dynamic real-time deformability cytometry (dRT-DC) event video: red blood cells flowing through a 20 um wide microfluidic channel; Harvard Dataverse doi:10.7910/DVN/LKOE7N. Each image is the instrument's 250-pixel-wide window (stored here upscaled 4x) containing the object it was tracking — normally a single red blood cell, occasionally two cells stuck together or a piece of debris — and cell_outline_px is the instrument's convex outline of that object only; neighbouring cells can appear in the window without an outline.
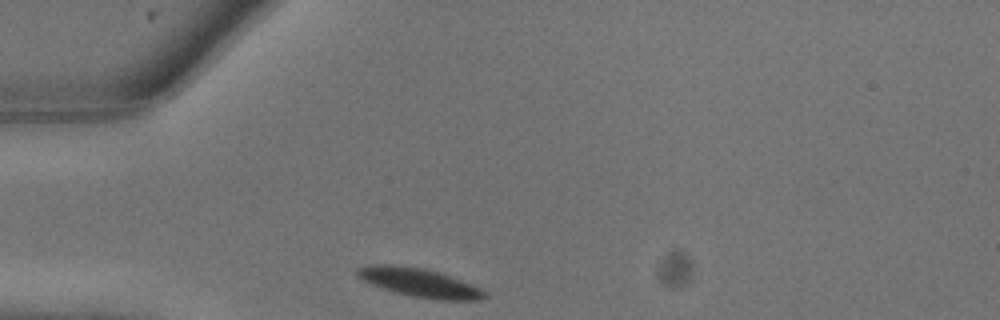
{"species": "common noctule bat (a hibernating species)", "species_latin": "Nyctalus noctula", "temperature_condition": "warm", "stored_images_in_passage": 13, "camera_frame_rate_fps": 3000, "um_per_image_px": 0.085, "animal": {"sex": "male", "body_mass_g": 13.3}, "frame": {"image": 1, "passage_image": 1, "time_ms": 0.0, "image_size_px": [1000, 320], "cell_outline_px": [[488, 296], [480, 300], [436, 300], [412, 296], [396, 292], [372, 284], [356, 276], [356, 268], [372, 264], [396, 264], [424, 268], [472, 284], [488, 292]], "centroid_in_image_um": [35.66, 24.02], "position_along_channel_um": 49.3, "area_um2": 21.21}}
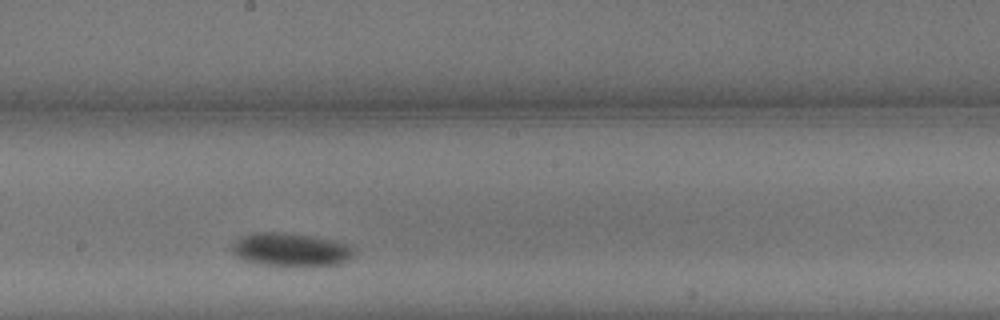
{"frame": {"image": 2, "passage_image": 8, "time_ms": 2.333, "image_size_px": [1000, 320], "cell_outline_px": [[356, 248], [352, 256], [348, 260], [340, 264], [312, 268], [276, 268], [244, 260], [236, 256], [232, 252], [232, 244], [236, 240], [244, 236], [256, 232], [284, 232], [316, 236], [336, 240], [352, 244]], "centroid_in_image_um": [24.8, 21.27], "position_along_channel_um": 223.4, "area_um2": 25.14}}
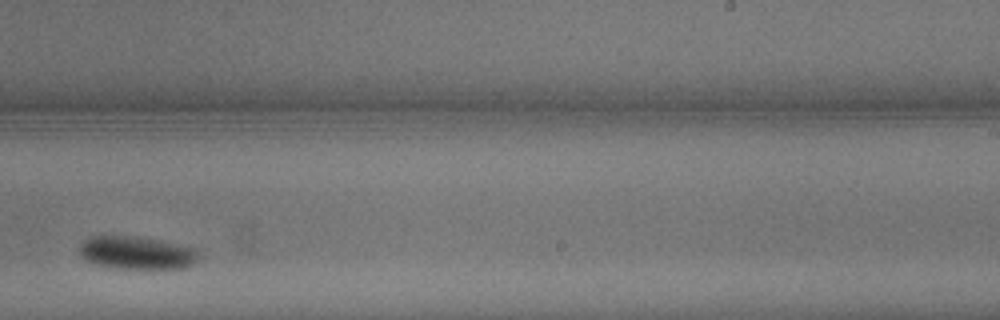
{"frame": {"image": 3, "passage_image": 10, "time_ms": 3.0, "image_size_px": [1000, 320], "cell_outline_px": [[204, 256], [192, 264], [184, 268], [116, 268], [96, 264], [84, 260], [80, 256], [80, 244], [84, 240], [92, 236], [140, 236], [160, 240], [196, 248]], "centroid_in_image_um": [11.67, 21.48], "position_along_channel_um": 277.3, "area_um2": 23.18}}